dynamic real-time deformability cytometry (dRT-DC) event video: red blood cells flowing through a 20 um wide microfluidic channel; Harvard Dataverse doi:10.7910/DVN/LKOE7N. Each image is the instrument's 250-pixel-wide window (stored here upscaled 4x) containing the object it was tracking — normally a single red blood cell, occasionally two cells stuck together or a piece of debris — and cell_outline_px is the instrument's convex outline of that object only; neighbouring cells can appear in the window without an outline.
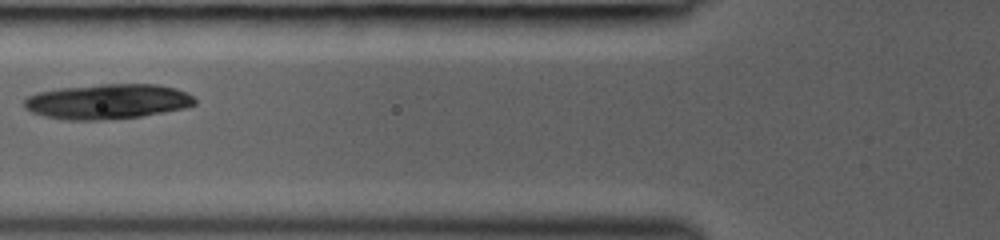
{"species": "common noctule bat (a hibernating species)", "species_latin": "Nyctalus noctula", "temperature_condition": "room temperature", "stored_images_in_passage": 8, "camera_frame_rate_fps": 3000, "um_per_image_px": 0.085, "animal": {"sex": "female", "body_mass_g": 19.0, "forearm_length_mm": 53.3}, "frame": {"image": 1, "passage_image": 6, "time_ms": 3.667, "image_size_px": [1000, 240], "cell_outline_px": [[196, 104], [184, 108], [164, 112], [140, 116], [100, 120], [64, 120], [44, 116], [32, 112], [24, 108], [24, 100], [28, 96], [40, 92], [60, 88], [100, 84], [156, 84], [176, 88], [188, 92], [196, 100]], "centroid_in_image_um": [9.15, 8.63], "position_along_channel_um": 116.6, "area_um2": 34.85}}